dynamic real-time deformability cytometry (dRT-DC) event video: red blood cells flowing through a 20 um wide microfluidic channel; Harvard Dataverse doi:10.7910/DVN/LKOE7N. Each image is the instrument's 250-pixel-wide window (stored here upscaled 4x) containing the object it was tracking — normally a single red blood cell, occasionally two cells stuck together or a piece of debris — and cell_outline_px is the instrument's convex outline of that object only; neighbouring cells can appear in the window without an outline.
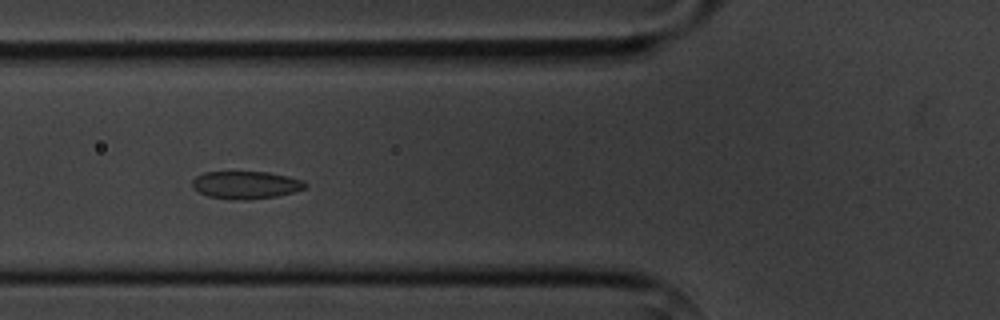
{"species": "common noctule bat (a hibernating species)", "species_latin": "Nyctalus noctula", "temperature_condition": "cold", "stored_images_in_passage": 10, "camera_frame_rate_fps": 3000, "um_per_image_px": 0.085, "animal": {"sex": "male", "body_mass_g": 20.1, "forearm_length_mm": 53.5}, "frame": {"image": 1, "passage_image": 5, "time_ms": 4.667, "image_size_px": [1000, 320], "cell_outline_px": [[308, 184], [304, 188], [292, 192], [276, 196], [248, 200], [232, 200], [208, 196], [200, 192], [192, 184], [192, 180], [196, 176], [204, 172], [268, 172], [288, 176], [304, 180]], "centroid_in_image_um": [20.91, 15.72], "position_along_channel_um": 104.9, "area_um2": 18.15}}
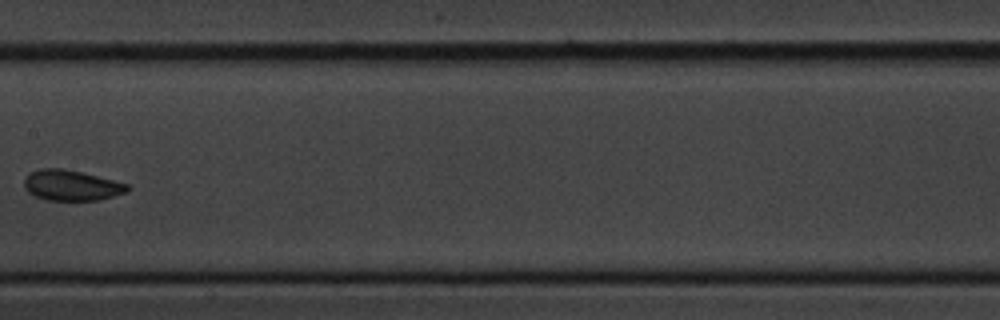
{"frame": {"image": 2, "passage_image": 7, "time_ms": 7.333, "image_size_px": [1000, 320], "cell_outline_px": [[132, 188], [124, 192], [100, 200], [48, 200], [36, 196], [28, 192], [24, 188], [24, 180], [32, 172], [40, 168], [60, 168], [80, 172], [128, 184]], "centroid_in_image_um": [6.06, 15.76], "position_along_channel_um": 201.3, "area_um2": 18.03}}
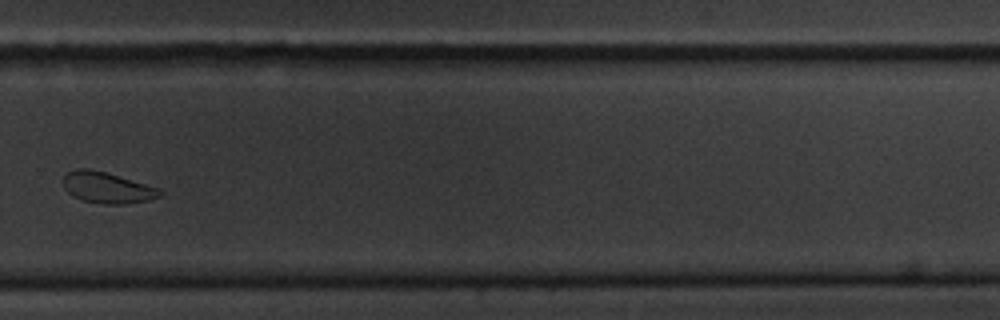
{"frame": {"image": 3, "passage_image": 10, "time_ms": 10.667, "image_size_px": [1000, 320], "cell_outline_px": [[164, 192], [160, 196], [148, 200], [124, 204], [104, 204], [80, 200], [72, 196], [64, 188], [64, 176], [68, 172], [76, 168], [88, 168], [104, 172], [160, 188]], "centroid_in_image_um": [9.1, 15.96], "position_along_channel_um": 320.7, "area_um2": 17.46}}